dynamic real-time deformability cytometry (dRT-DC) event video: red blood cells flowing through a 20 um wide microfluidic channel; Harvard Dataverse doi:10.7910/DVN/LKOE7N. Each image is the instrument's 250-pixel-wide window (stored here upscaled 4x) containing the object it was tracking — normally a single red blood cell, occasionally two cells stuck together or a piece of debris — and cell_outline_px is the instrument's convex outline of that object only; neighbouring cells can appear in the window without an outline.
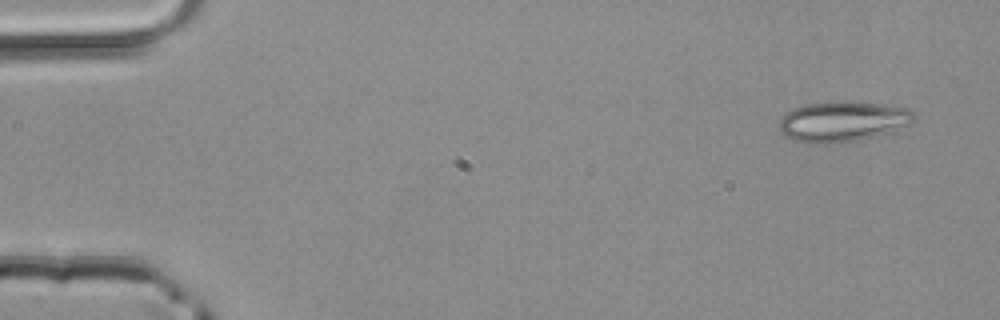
{"species": "common noctule bat (a hibernating species)", "species_latin": "Nyctalus noctula", "temperature_condition": "room temperature", "stored_images_in_passage": 3, "camera_frame_rate_fps": 3000, "um_per_image_px": 0.085, "animal": {"sex": "male", "body_mass_g": 20.4}, "frame": {"image": 1, "passage_image": 1, "time_ms": 0.0, "image_size_px": [1000, 320], "cell_outline_px": [[916, 120], [912, 124], [892, 132], [856, 140], [832, 144], [808, 144], [792, 140], [784, 136], [780, 132], [780, 120], [792, 108], [804, 104], [836, 100], [884, 104], [908, 108], [916, 112]], "centroid_in_image_um": [71.66, 10.32], "position_along_channel_um": 13.3, "area_um2": 32.48}}